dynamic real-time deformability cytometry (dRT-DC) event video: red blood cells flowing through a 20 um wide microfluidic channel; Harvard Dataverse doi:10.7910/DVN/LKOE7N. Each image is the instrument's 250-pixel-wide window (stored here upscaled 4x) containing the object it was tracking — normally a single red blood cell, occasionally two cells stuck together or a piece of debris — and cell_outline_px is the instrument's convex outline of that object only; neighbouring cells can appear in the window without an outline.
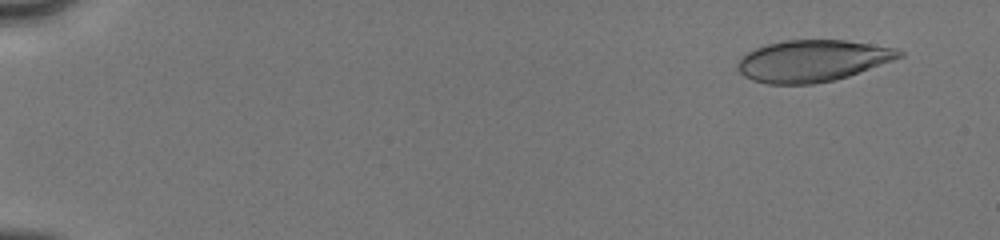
{"species": "human", "species_latin": "Homo sapiens", "temperature_condition": "cold", "stored_images_in_passage": 22, "camera_frame_rate_fps": 3000, "um_per_image_px": 0.085, "donor": {"sex": "male"}, "frame": {"image": 1, "passage_image": 5, "time_ms": 1.0, "image_size_px": [1000, 240], "cell_outline_px": [[904, 56], [848, 76], [832, 80], [812, 84], [768, 84], [752, 80], [744, 76], [736, 68], [736, 64], [748, 52], [764, 44], [784, 40], [844, 40], [896, 48], [904, 52]], "centroid_in_image_um": [69.04, 5.16], "position_along_channel_um": 16.0, "area_um2": 39.02}}
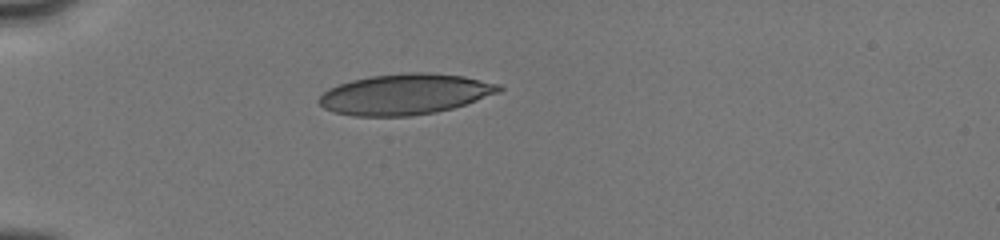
{"frame": {"image": 2, "passage_image": 16, "time_ms": 5.0, "image_size_px": [1000, 240], "cell_outline_px": [[504, 88], [500, 92], [452, 108], [436, 112], [408, 116], [352, 116], [332, 112], [324, 108], [316, 100], [328, 88], [352, 80], [372, 76], [408, 72], [428, 72], [464, 76], [500, 84]], "centroid_in_image_um": [34.41, 8.01], "position_along_channel_um": 50.6, "area_um2": 42.66}}
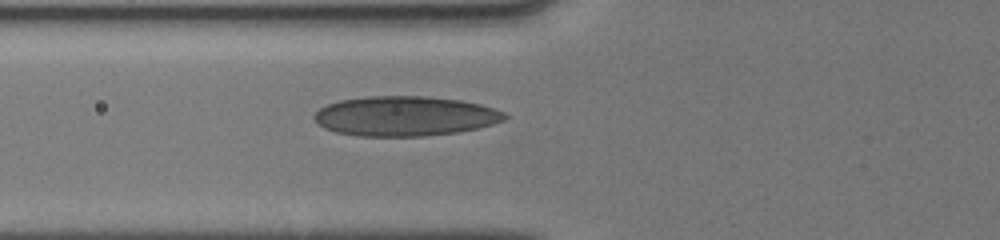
{"frame": {"image": 3, "passage_image": 22, "time_ms": 6.667, "image_size_px": [1000, 240], "cell_outline_px": [[508, 116], [504, 120], [480, 128], [460, 132], [424, 136], [360, 136], [336, 132], [324, 128], [312, 116], [320, 108], [328, 104], [340, 100], [368, 96], [428, 96], [460, 100], [480, 104], [504, 112]], "centroid_in_image_um": [34.44, 9.87], "position_along_channel_um": 91.4, "area_um2": 44.22}}